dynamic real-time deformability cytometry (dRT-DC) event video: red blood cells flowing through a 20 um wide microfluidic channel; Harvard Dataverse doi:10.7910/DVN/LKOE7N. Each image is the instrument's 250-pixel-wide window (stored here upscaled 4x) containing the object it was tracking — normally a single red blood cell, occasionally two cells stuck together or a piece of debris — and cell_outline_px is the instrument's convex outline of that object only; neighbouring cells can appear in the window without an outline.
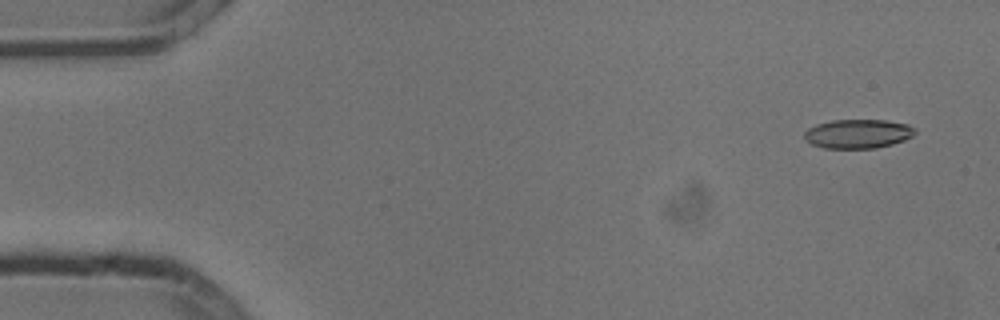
{"species": "common noctule bat (a hibernating species)", "species_latin": "Nyctalus noctula", "temperature_condition": "cold", "stored_images_in_passage": 8, "camera_frame_rate_fps": 3000, "um_per_image_px": 0.085, "animal": {"sex": "male", "body_mass_g": 13.3}, "frame": {"image": 1, "passage_image": 1, "time_ms": 0.0, "image_size_px": [1000, 320], "cell_outline_px": [[916, 132], [912, 136], [904, 140], [892, 144], [876, 148], [824, 148], [812, 144], [804, 136], [804, 132], [808, 128], [816, 124], [832, 120], [884, 120], [908, 124], [916, 128]], "centroid_in_image_um": [72.94, 11.36], "position_along_channel_um": 12.1, "area_um2": 18.73}}
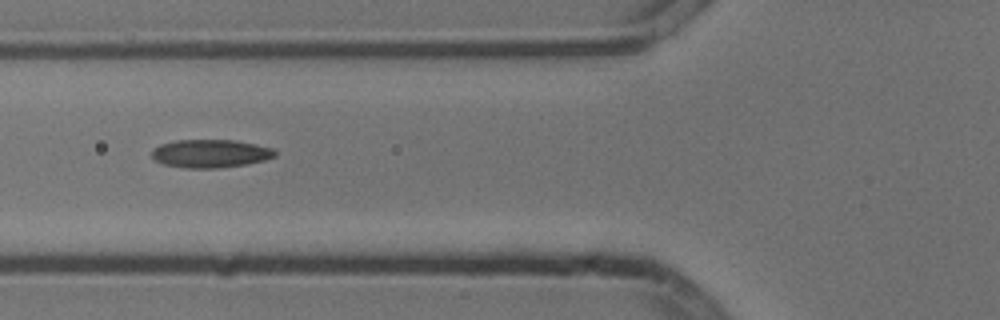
{"frame": {"image": 2, "passage_image": 6, "time_ms": 1.667, "image_size_px": [1000, 320], "cell_outline_px": [[276, 156], [264, 160], [248, 164], [216, 168], [184, 168], [164, 164], [156, 160], [152, 156], [152, 148], [160, 144], [176, 140], [236, 140], [256, 144], [272, 148], [276, 152]], "centroid_in_image_um": [17.89, 13.05], "position_along_channel_um": 107.9, "area_um2": 20.29}}
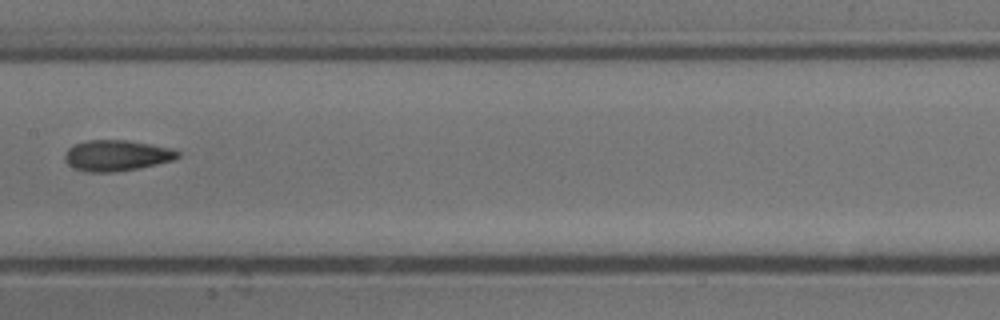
{"frame": {"image": 3, "passage_image": 8, "time_ms": 2.333, "image_size_px": [1000, 320], "cell_outline_px": [[180, 156], [172, 160], [156, 164], [136, 168], [112, 172], [88, 172], [76, 168], [68, 164], [64, 160], [64, 156], [68, 148], [76, 144], [88, 140], [128, 140], [172, 148], [180, 152]], "centroid_in_image_um": [9.91, 13.21], "position_along_channel_um": 197.5, "area_um2": 20.11}}